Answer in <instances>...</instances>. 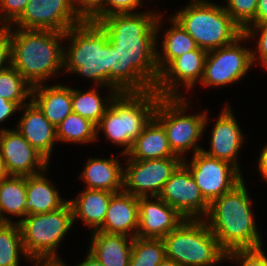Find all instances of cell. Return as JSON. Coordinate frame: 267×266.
Instances as JSON below:
<instances>
[{"label": "cell", "instance_id": "cell-1", "mask_svg": "<svg viewBox=\"0 0 267 266\" xmlns=\"http://www.w3.org/2000/svg\"><path fill=\"white\" fill-rule=\"evenodd\" d=\"M161 18L160 14L146 11L113 14L97 22L107 33L111 87L119 93L155 89L160 78L156 36Z\"/></svg>", "mask_w": 267, "mask_h": 266}, {"label": "cell", "instance_id": "cell-2", "mask_svg": "<svg viewBox=\"0 0 267 266\" xmlns=\"http://www.w3.org/2000/svg\"><path fill=\"white\" fill-rule=\"evenodd\" d=\"M244 182L215 199L206 216L209 228L227 253L262 248Z\"/></svg>", "mask_w": 267, "mask_h": 266}, {"label": "cell", "instance_id": "cell-3", "mask_svg": "<svg viewBox=\"0 0 267 266\" xmlns=\"http://www.w3.org/2000/svg\"><path fill=\"white\" fill-rule=\"evenodd\" d=\"M13 30V31H12ZM11 30V65L32 86L63 71L65 33L53 30Z\"/></svg>", "mask_w": 267, "mask_h": 266}, {"label": "cell", "instance_id": "cell-4", "mask_svg": "<svg viewBox=\"0 0 267 266\" xmlns=\"http://www.w3.org/2000/svg\"><path fill=\"white\" fill-rule=\"evenodd\" d=\"M70 41L64 48L63 69L95 81V85L111 87L110 43L107 33L96 22L85 19L65 32ZM71 39V40H70Z\"/></svg>", "mask_w": 267, "mask_h": 266}, {"label": "cell", "instance_id": "cell-5", "mask_svg": "<svg viewBox=\"0 0 267 266\" xmlns=\"http://www.w3.org/2000/svg\"><path fill=\"white\" fill-rule=\"evenodd\" d=\"M159 98L154 89L147 92L118 93L96 126L97 140L99 130H104V135L113 144L125 147L122 155H126L134 140L154 116Z\"/></svg>", "mask_w": 267, "mask_h": 266}, {"label": "cell", "instance_id": "cell-6", "mask_svg": "<svg viewBox=\"0 0 267 266\" xmlns=\"http://www.w3.org/2000/svg\"><path fill=\"white\" fill-rule=\"evenodd\" d=\"M171 17L190 34L198 48L206 51L227 46L243 34L223 6L206 0H192Z\"/></svg>", "mask_w": 267, "mask_h": 266}, {"label": "cell", "instance_id": "cell-7", "mask_svg": "<svg viewBox=\"0 0 267 266\" xmlns=\"http://www.w3.org/2000/svg\"><path fill=\"white\" fill-rule=\"evenodd\" d=\"M162 240L166 257L180 266H214L227 260V252L221 247L203 216L202 219H184Z\"/></svg>", "mask_w": 267, "mask_h": 266}, {"label": "cell", "instance_id": "cell-8", "mask_svg": "<svg viewBox=\"0 0 267 266\" xmlns=\"http://www.w3.org/2000/svg\"><path fill=\"white\" fill-rule=\"evenodd\" d=\"M23 248L33 263H61L56 248L73 226V210L68 201L58 210L31 214L18 220Z\"/></svg>", "mask_w": 267, "mask_h": 266}, {"label": "cell", "instance_id": "cell-9", "mask_svg": "<svg viewBox=\"0 0 267 266\" xmlns=\"http://www.w3.org/2000/svg\"><path fill=\"white\" fill-rule=\"evenodd\" d=\"M184 97H160L154 110V117L164 127L172 151L182 159L183 153L193 149L194 154L203 148L198 140L207 125L208 111L197 115H185L190 104Z\"/></svg>", "mask_w": 267, "mask_h": 266}, {"label": "cell", "instance_id": "cell-10", "mask_svg": "<svg viewBox=\"0 0 267 266\" xmlns=\"http://www.w3.org/2000/svg\"><path fill=\"white\" fill-rule=\"evenodd\" d=\"M242 40H248L244 34L227 46L208 51L199 83L206 87L226 86L242 80L253 64L252 50L242 47Z\"/></svg>", "mask_w": 267, "mask_h": 266}, {"label": "cell", "instance_id": "cell-11", "mask_svg": "<svg viewBox=\"0 0 267 266\" xmlns=\"http://www.w3.org/2000/svg\"><path fill=\"white\" fill-rule=\"evenodd\" d=\"M190 162L183 159V164L191 172L202 196L209 204L243 180L241 172L234 165L211 157L203 150L193 154Z\"/></svg>", "mask_w": 267, "mask_h": 266}, {"label": "cell", "instance_id": "cell-12", "mask_svg": "<svg viewBox=\"0 0 267 266\" xmlns=\"http://www.w3.org/2000/svg\"><path fill=\"white\" fill-rule=\"evenodd\" d=\"M127 162L123 191L136 197H154L160 195L165 183L183 163V159L179 156L152 160L129 158Z\"/></svg>", "mask_w": 267, "mask_h": 266}, {"label": "cell", "instance_id": "cell-13", "mask_svg": "<svg viewBox=\"0 0 267 266\" xmlns=\"http://www.w3.org/2000/svg\"><path fill=\"white\" fill-rule=\"evenodd\" d=\"M85 18L73 0H29L24 12L13 23L19 29L53 30L65 33Z\"/></svg>", "mask_w": 267, "mask_h": 266}, {"label": "cell", "instance_id": "cell-14", "mask_svg": "<svg viewBox=\"0 0 267 266\" xmlns=\"http://www.w3.org/2000/svg\"><path fill=\"white\" fill-rule=\"evenodd\" d=\"M159 197L185 219L207 216L210 204L204 199L189 169L182 163L165 183Z\"/></svg>", "mask_w": 267, "mask_h": 266}, {"label": "cell", "instance_id": "cell-15", "mask_svg": "<svg viewBox=\"0 0 267 266\" xmlns=\"http://www.w3.org/2000/svg\"><path fill=\"white\" fill-rule=\"evenodd\" d=\"M0 154L9 176L35 175L45 172L49 164L17 129L0 130Z\"/></svg>", "mask_w": 267, "mask_h": 266}, {"label": "cell", "instance_id": "cell-16", "mask_svg": "<svg viewBox=\"0 0 267 266\" xmlns=\"http://www.w3.org/2000/svg\"><path fill=\"white\" fill-rule=\"evenodd\" d=\"M208 51L202 48L186 52L175 58L161 73L155 91L160 97H181L177 91L184 84L190 90L202 80ZM179 84V85H178Z\"/></svg>", "mask_w": 267, "mask_h": 266}, {"label": "cell", "instance_id": "cell-17", "mask_svg": "<svg viewBox=\"0 0 267 266\" xmlns=\"http://www.w3.org/2000/svg\"><path fill=\"white\" fill-rule=\"evenodd\" d=\"M138 197L139 226L138 237L163 238L175 230L183 221L184 217L159 196Z\"/></svg>", "mask_w": 267, "mask_h": 266}, {"label": "cell", "instance_id": "cell-18", "mask_svg": "<svg viewBox=\"0 0 267 266\" xmlns=\"http://www.w3.org/2000/svg\"><path fill=\"white\" fill-rule=\"evenodd\" d=\"M243 137L233 112H231L230 107L225 106L211 131V149L209 151L203 149V152L211 157L231 163L240 171L237 154L242 148Z\"/></svg>", "mask_w": 267, "mask_h": 266}, {"label": "cell", "instance_id": "cell-19", "mask_svg": "<svg viewBox=\"0 0 267 266\" xmlns=\"http://www.w3.org/2000/svg\"><path fill=\"white\" fill-rule=\"evenodd\" d=\"M138 226V197L121 191L111 196L105 220L97 231L107 234H123L135 238Z\"/></svg>", "mask_w": 267, "mask_h": 266}, {"label": "cell", "instance_id": "cell-20", "mask_svg": "<svg viewBox=\"0 0 267 266\" xmlns=\"http://www.w3.org/2000/svg\"><path fill=\"white\" fill-rule=\"evenodd\" d=\"M21 108H24V114L19 120L16 129L32 147L49 161L53 150V143L57 142L56 127L48 121L31 100Z\"/></svg>", "mask_w": 267, "mask_h": 266}, {"label": "cell", "instance_id": "cell-21", "mask_svg": "<svg viewBox=\"0 0 267 266\" xmlns=\"http://www.w3.org/2000/svg\"><path fill=\"white\" fill-rule=\"evenodd\" d=\"M126 156L132 160H152L177 156L171 149L162 124L153 116L134 140Z\"/></svg>", "mask_w": 267, "mask_h": 266}, {"label": "cell", "instance_id": "cell-22", "mask_svg": "<svg viewBox=\"0 0 267 266\" xmlns=\"http://www.w3.org/2000/svg\"><path fill=\"white\" fill-rule=\"evenodd\" d=\"M29 99L54 127H57L72 112L71 88L63 85L34 86Z\"/></svg>", "mask_w": 267, "mask_h": 266}, {"label": "cell", "instance_id": "cell-23", "mask_svg": "<svg viewBox=\"0 0 267 266\" xmlns=\"http://www.w3.org/2000/svg\"><path fill=\"white\" fill-rule=\"evenodd\" d=\"M132 242L133 238L128 235L94 231L89 252L103 266H129Z\"/></svg>", "mask_w": 267, "mask_h": 266}, {"label": "cell", "instance_id": "cell-24", "mask_svg": "<svg viewBox=\"0 0 267 266\" xmlns=\"http://www.w3.org/2000/svg\"><path fill=\"white\" fill-rule=\"evenodd\" d=\"M119 163L113 156L110 159L89 158L80 175L87 184L86 189L123 191L124 170Z\"/></svg>", "mask_w": 267, "mask_h": 266}, {"label": "cell", "instance_id": "cell-25", "mask_svg": "<svg viewBox=\"0 0 267 266\" xmlns=\"http://www.w3.org/2000/svg\"><path fill=\"white\" fill-rule=\"evenodd\" d=\"M43 173L26 177V216L58 210L68 202L60 197Z\"/></svg>", "mask_w": 267, "mask_h": 266}, {"label": "cell", "instance_id": "cell-26", "mask_svg": "<svg viewBox=\"0 0 267 266\" xmlns=\"http://www.w3.org/2000/svg\"><path fill=\"white\" fill-rule=\"evenodd\" d=\"M113 192L85 189L73 200H68L72 206L74 222L81 219L86 226L97 231L105 220L109 202Z\"/></svg>", "mask_w": 267, "mask_h": 266}, {"label": "cell", "instance_id": "cell-27", "mask_svg": "<svg viewBox=\"0 0 267 266\" xmlns=\"http://www.w3.org/2000/svg\"><path fill=\"white\" fill-rule=\"evenodd\" d=\"M26 177L7 176L0 180V218L12 223L4 213L20 218L26 216Z\"/></svg>", "mask_w": 267, "mask_h": 266}, {"label": "cell", "instance_id": "cell-28", "mask_svg": "<svg viewBox=\"0 0 267 266\" xmlns=\"http://www.w3.org/2000/svg\"><path fill=\"white\" fill-rule=\"evenodd\" d=\"M169 20L171 23L173 22V27H170L165 32L161 49L163 53L157 51V67L160 73L175 58L197 48L190 34L174 18L171 17Z\"/></svg>", "mask_w": 267, "mask_h": 266}, {"label": "cell", "instance_id": "cell-29", "mask_svg": "<svg viewBox=\"0 0 267 266\" xmlns=\"http://www.w3.org/2000/svg\"><path fill=\"white\" fill-rule=\"evenodd\" d=\"M96 90L98 89L93 88L92 90L84 92L71 88V100L72 112L90 120L97 126L101 118L105 115L106 110L110 107L111 101L119 92L112 91V93H110L111 95H109L106 100L102 101V98L99 97L100 94Z\"/></svg>", "mask_w": 267, "mask_h": 266}, {"label": "cell", "instance_id": "cell-30", "mask_svg": "<svg viewBox=\"0 0 267 266\" xmlns=\"http://www.w3.org/2000/svg\"><path fill=\"white\" fill-rule=\"evenodd\" d=\"M57 141L90 143L97 139L96 125L75 112H71L57 127Z\"/></svg>", "mask_w": 267, "mask_h": 266}, {"label": "cell", "instance_id": "cell-31", "mask_svg": "<svg viewBox=\"0 0 267 266\" xmlns=\"http://www.w3.org/2000/svg\"><path fill=\"white\" fill-rule=\"evenodd\" d=\"M29 259L23 248L20 227L16 223L0 225V266H19V253Z\"/></svg>", "mask_w": 267, "mask_h": 266}, {"label": "cell", "instance_id": "cell-32", "mask_svg": "<svg viewBox=\"0 0 267 266\" xmlns=\"http://www.w3.org/2000/svg\"><path fill=\"white\" fill-rule=\"evenodd\" d=\"M165 257L162 238H133L129 266H157Z\"/></svg>", "mask_w": 267, "mask_h": 266}, {"label": "cell", "instance_id": "cell-33", "mask_svg": "<svg viewBox=\"0 0 267 266\" xmlns=\"http://www.w3.org/2000/svg\"><path fill=\"white\" fill-rule=\"evenodd\" d=\"M31 93L32 86L12 65L0 71V97L22 107L28 104L24 100L31 98Z\"/></svg>", "mask_w": 267, "mask_h": 266}, {"label": "cell", "instance_id": "cell-34", "mask_svg": "<svg viewBox=\"0 0 267 266\" xmlns=\"http://www.w3.org/2000/svg\"><path fill=\"white\" fill-rule=\"evenodd\" d=\"M143 0H102V3L86 18L98 22L106 16L113 14L133 13L141 6Z\"/></svg>", "mask_w": 267, "mask_h": 266}, {"label": "cell", "instance_id": "cell-35", "mask_svg": "<svg viewBox=\"0 0 267 266\" xmlns=\"http://www.w3.org/2000/svg\"><path fill=\"white\" fill-rule=\"evenodd\" d=\"M258 0H227L223 6L232 19L244 29L256 15Z\"/></svg>", "mask_w": 267, "mask_h": 266}, {"label": "cell", "instance_id": "cell-36", "mask_svg": "<svg viewBox=\"0 0 267 266\" xmlns=\"http://www.w3.org/2000/svg\"><path fill=\"white\" fill-rule=\"evenodd\" d=\"M257 29V30H256ZM259 32V36H258V42L256 45V49H257V53L259 54L256 55V52L252 51V62L254 63L255 60H257V57H260V60L262 62V65H265V68H267V22H263L261 24L258 25H247L244 29H243V34L247 37V38H252L255 36V32L256 35Z\"/></svg>", "mask_w": 267, "mask_h": 266}, {"label": "cell", "instance_id": "cell-37", "mask_svg": "<svg viewBox=\"0 0 267 266\" xmlns=\"http://www.w3.org/2000/svg\"><path fill=\"white\" fill-rule=\"evenodd\" d=\"M227 259L240 263V266H267V257L262 248L234 250L227 253Z\"/></svg>", "mask_w": 267, "mask_h": 266}, {"label": "cell", "instance_id": "cell-38", "mask_svg": "<svg viewBox=\"0 0 267 266\" xmlns=\"http://www.w3.org/2000/svg\"><path fill=\"white\" fill-rule=\"evenodd\" d=\"M29 0H0V22L2 26H12L24 12ZM5 11V12H4Z\"/></svg>", "mask_w": 267, "mask_h": 266}, {"label": "cell", "instance_id": "cell-39", "mask_svg": "<svg viewBox=\"0 0 267 266\" xmlns=\"http://www.w3.org/2000/svg\"><path fill=\"white\" fill-rule=\"evenodd\" d=\"M9 66H11V26H0V71Z\"/></svg>", "mask_w": 267, "mask_h": 266}, {"label": "cell", "instance_id": "cell-40", "mask_svg": "<svg viewBox=\"0 0 267 266\" xmlns=\"http://www.w3.org/2000/svg\"><path fill=\"white\" fill-rule=\"evenodd\" d=\"M73 3L79 13L86 19L102 3V0H73Z\"/></svg>", "mask_w": 267, "mask_h": 266}, {"label": "cell", "instance_id": "cell-41", "mask_svg": "<svg viewBox=\"0 0 267 266\" xmlns=\"http://www.w3.org/2000/svg\"><path fill=\"white\" fill-rule=\"evenodd\" d=\"M17 110H22V108L17 103L8 101L0 97V123L9 118Z\"/></svg>", "mask_w": 267, "mask_h": 266}, {"label": "cell", "instance_id": "cell-42", "mask_svg": "<svg viewBox=\"0 0 267 266\" xmlns=\"http://www.w3.org/2000/svg\"><path fill=\"white\" fill-rule=\"evenodd\" d=\"M267 22V0H258L255 18L248 25Z\"/></svg>", "mask_w": 267, "mask_h": 266}, {"label": "cell", "instance_id": "cell-43", "mask_svg": "<svg viewBox=\"0 0 267 266\" xmlns=\"http://www.w3.org/2000/svg\"><path fill=\"white\" fill-rule=\"evenodd\" d=\"M258 169L263 179L267 182V145L264 146L258 160Z\"/></svg>", "mask_w": 267, "mask_h": 266}, {"label": "cell", "instance_id": "cell-44", "mask_svg": "<svg viewBox=\"0 0 267 266\" xmlns=\"http://www.w3.org/2000/svg\"><path fill=\"white\" fill-rule=\"evenodd\" d=\"M86 260H84L82 263L75 265V266H103L96 258L93 256L90 252L86 255ZM63 266H67L63 262H61Z\"/></svg>", "mask_w": 267, "mask_h": 266}, {"label": "cell", "instance_id": "cell-45", "mask_svg": "<svg viewBox=\"0 0 267 266\" xmlns=\"http://www.w3.org/2000/svg\"><path fill=\"white\" fill-rule=\"evenodd\" d=\"M7 176H9V175H8L7 170H6L4 160L0 154V180L3 178H6Z\"/></svg>", "mask_w": 267, "mask_h": 266}, {"label": "cell", "instance_id": "cell-46", "mask_svg": "<svg viewBox=\"0 0 267 266\" xmlns=\"http://www.w3.org/2000/svg\"><path fill=\"white\" fill-rule=\"evenodd\" d=\"M157 266H180L174 260L165 257Z\"/></svg>", "mask_w": 267, "mask_h": 266}, {"label": "cell", "instance_id": "cell-47", "mask_svg": "<svg viewBox=\"0 0 267 266\" xmlns=\"http://www.w3.org/2000/svg\"><path fill=\"white\" fill-rule=\"evenodd\" d=\"M35 266H63L61 263H36Z\"/></svg>", "mask_w": 267, "mask_h": 266}, {"label": "cell", "instance_id": "cell-48", "mask_svg": "<svg viewBox=\"0 0 267 266\" xmlns=\"http://www.w3.org/2000/svg\"><path fill=\"white\" fill-rule=\"evenodd\" d=\"M4 222H3V220L0 218V225H2Z\"/></svg>", "mask_w": 267, "mask_h": 266}]
</instances>
